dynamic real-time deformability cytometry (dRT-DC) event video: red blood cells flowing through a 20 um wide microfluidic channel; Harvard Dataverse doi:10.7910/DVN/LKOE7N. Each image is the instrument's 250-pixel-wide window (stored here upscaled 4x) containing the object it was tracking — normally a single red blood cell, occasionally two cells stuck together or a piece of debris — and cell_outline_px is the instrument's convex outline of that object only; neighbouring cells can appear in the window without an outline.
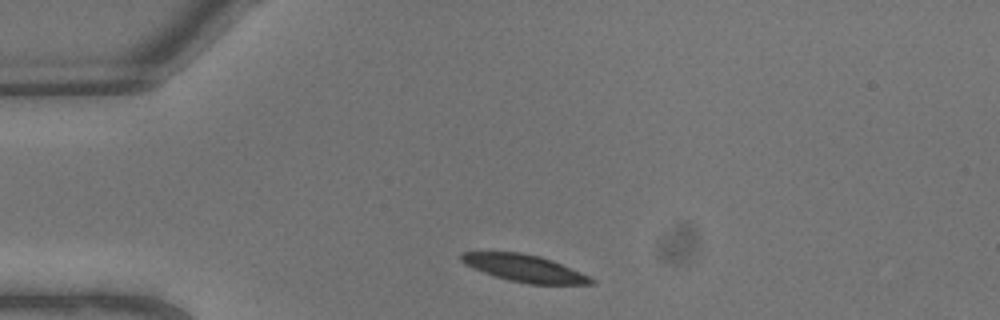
{"species": "common noctule bat (a hibernating species)", "species_latin": "Nyctalus noctula", "temperature_condition": "warm", "stored_images_in_passage": 5, "camera_frame_rate_fps": 3000, "um_per_image_px": 0.085, "animal": {"sex": "male", "body_mass_g": 13.3}, "frame": {"image": 1, "passage_image": 1, "time_ms": 0.0, "image_size_px": [1000, 320], "cell_outline_px": [[596, 280], [592, 284], [532, 284], [508, 280], [484, 272], [464, 264], [460, 260], [460, 252], [520, 252], [540, 256], [552, 260], [572, 268]], "centroid_in_image_um": [44.57, 22.79], "position_along_channel_um": 40.4, "area_um2": 20.35}}
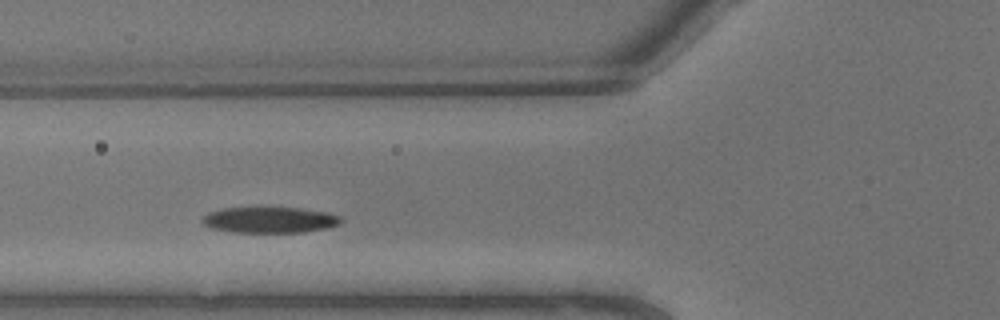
{"frame": {"image": 2, "passage_image": 4, "time_ms": 1.0, "image_size_px": [1000, 320], "cell_outline_px": [[344, 220], [340, 224], [324, 228], [304, 232], [232, 232], [212, 228], [204, 224], [200, 220], [208, 212], [224, 208], [300, 208], [328, 212], [340, 216]], "centroid_in_image_um": [22.94, 18.69], "position_along_channel_um": 102.9, "area_um2": 20.87}}
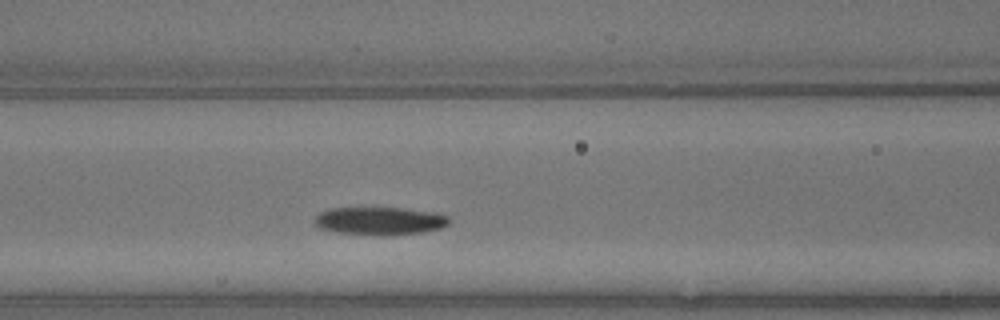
{"frame": {"image": 3, "passage_image": 5, "time_ms": 1.333, "image_size_px": [1000, 320], "cell_outline_px": [[448, 224], [440, 228], [420, 232], [384, 236], [376, 236], [340, 232], [320, 228], [312, 220], [320, 212], [332, 208], [400, 208], [436, 212], [448, 216]], "centroid_in_image_um": [32.27, 18.78], "position_along_channel_um": 134.3, "area_um2": 21.79}}